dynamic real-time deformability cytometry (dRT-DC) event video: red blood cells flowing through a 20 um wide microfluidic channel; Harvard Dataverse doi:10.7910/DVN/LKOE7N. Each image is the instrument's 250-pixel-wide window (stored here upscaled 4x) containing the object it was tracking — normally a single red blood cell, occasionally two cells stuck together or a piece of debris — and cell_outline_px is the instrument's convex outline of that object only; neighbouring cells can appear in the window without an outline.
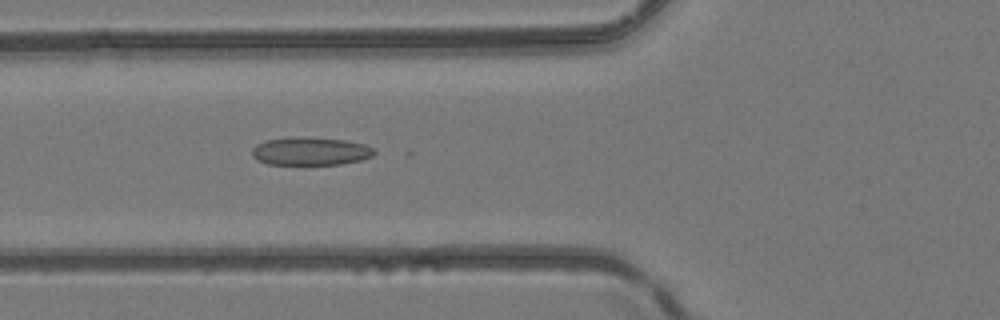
{"species": "common noctule bat (a hibernating species)", "species_latin": "Nyctalus noctula", "temperature_condition": "room temperature", "stored_images_in_passage": 51, "camera_frame_rate_fps": 3000, "um_per_image_px": 0.085, "animal": {"sex": "female", "body_mass_g": 24.6, "forearm_length_mm": 56.2}, "frame": {"image": 1, "passage_image": 20, "time_ms": 6.333, "image_size_px": [1000, 320], "cell_outline_px": [[376, 152], [372, 156], [360, 160], [340, 164], [268, 164], [256, 160], [252, 156], [252, 148], [256, 144], [268, 140], [300, 136], [304, 136], [344, 140], [364, 144], [376, 148]], "centroid_in_image_um": [26.4, 12.85], "position_along_channel_um": 99.4, "area_um2": 20.06}}
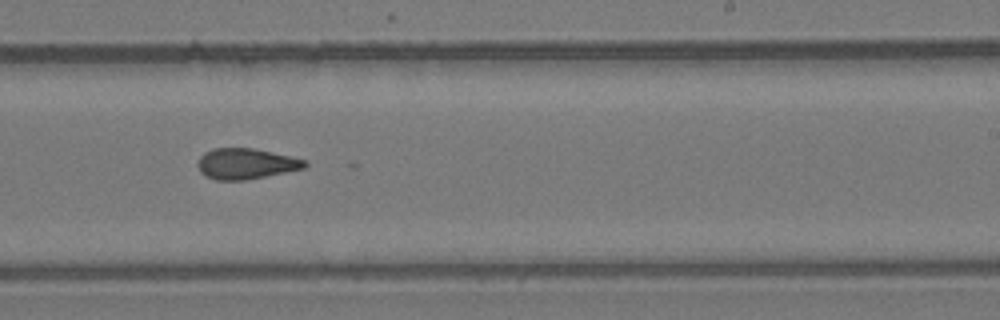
{"frame": {"image": 2, "passage_image": 32, "time_ms": 10.333, "image_size_px": [1000, 320], "cell_outline_px": [[308, 164], [304, 168], [244, 180], [216, 180], [204, 176], [200, 172], [196, 164], [200, 156], [204, 152], [212, 148], [252, 148], [308, 160]], "centroid_in_image_um": [20.85, 13.91], "position_along_channel_um": 268.1, "area_um2": 19.13}}
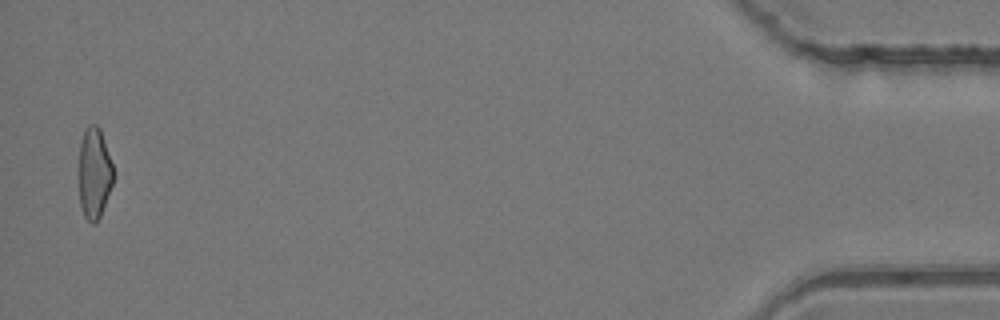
{"frame": {"image": 3, "passage_image": 50, "time_ms": 16.333, "image_size_px": [1000, 320], "cell_outline_px": [[112, 184], [100, 216], [96, 224], [92, 224], [84, 216], [80, 204], [80, 144], [84, 128], [88, 124], [96, 124], [100, 128], [112, 164]], "centroid_in_image_um": [8.0, 14.7], "position_along_channel_um": 427.2, "area_um2": 17.92}, "authors_computed_cell_mechanics": {"area_um2": 20.0566, "velocity_mm_per_s": 4.205, "shape_relaxation_time_tau1_ms": null, "shape_relaxation_time_tau2_ms": 2.5257, "deformation_change_tau1": null, "deformation_change_tau2": 0.0944}}